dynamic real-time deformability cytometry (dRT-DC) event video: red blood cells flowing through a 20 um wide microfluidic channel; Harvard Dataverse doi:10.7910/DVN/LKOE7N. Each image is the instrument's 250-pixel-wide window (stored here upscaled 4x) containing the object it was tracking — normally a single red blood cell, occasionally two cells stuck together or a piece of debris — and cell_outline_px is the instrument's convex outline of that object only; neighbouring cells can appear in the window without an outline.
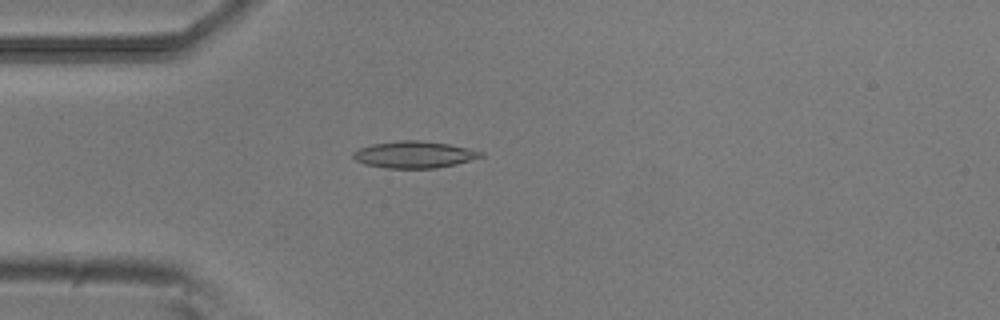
{"species": "common noctule bat (a hibernating species)", "species_latin": "Nyctalus noctula", "temperature_condition": "room temperature", "stored_images_in_passage": 46, "camera_frame_rate_fps": 3000, "um_per_image_px": 0.085, "animal": {"sex": "male", "body_mass_g": 20.5, "forearm_length_mm": 52.5}, "frame": {"image": 1, "passage_image": 8, "time_ms": 2.333, "image_size_px": [1000, 320], "cell_outline_px": [[484, 156], [456, 164], [436, 168], [384, 168], [364, 164], [356, 160], [352, 156], [352, 152], [360, 148], [372, 144], [400, 140], [420, 140], [448, 144], [468, 148], [484, 152]], "centroid_in_image_um": [35.2, 13.14], "position_along_channel_um": 49.8, "area_um2": 19.94}}
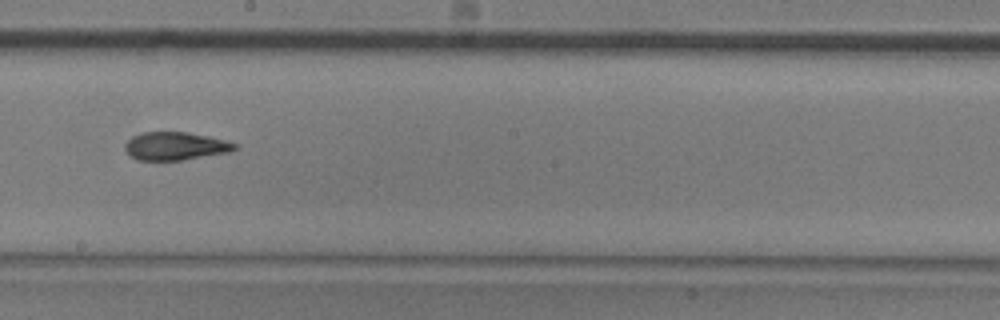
{"frame": {"image": 2, "passage_image": 23, "time_ms": 7.333, "image_size_px": [1000, 320], "cell_outline_px": [[236, 148], [228, 152], [184, 160], [136, 160], [124, 148], [124, 144], [132, 136], [144, 132], [184, 132], [208, 136], [224, 140], [236, 144]], "centroid_in_image_um": [14.87, 12.42], "position_along_channel_um": 233.3, "area_um2": 17.74}}
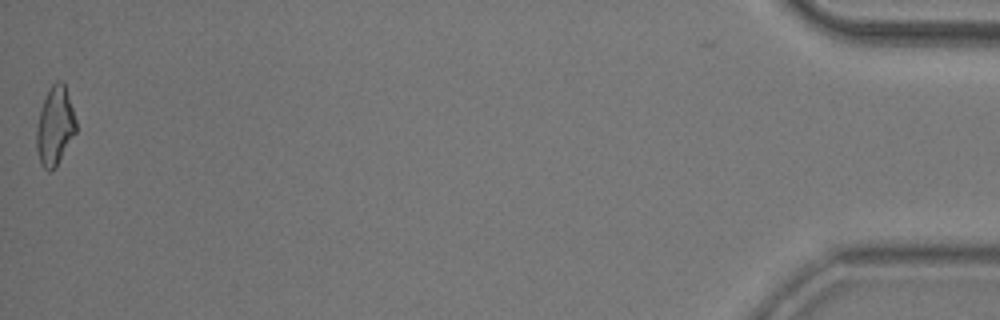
{"frame": {"image": 3, "passage_image": 46, "time_ms": 15.0, "image_size_px": [1000, 320], "cell_outline_px": [[76, 132], [56, 164], [48, 172], [40, 164], [36, 148], [36, 128], [40, 112], [48, 88], [56, 80], [64, 80], [76, 120]], "centroid_in_image_um": [4.66, 10.65], "position_along_channel_um": 430.5, "area_um2": 17.92}, "authors_computed_cell_mechanics": {"area_um2": 18.496, "velocity_mm_per_s": 3.8602, "shape_relaxation_time_tau1_ms": 5.386, "shape_relaxation_time_tau2_ms": 2.2814, "deformation_change_tau1": 0.1687, "deformation_change_tau2": 0.1032}}